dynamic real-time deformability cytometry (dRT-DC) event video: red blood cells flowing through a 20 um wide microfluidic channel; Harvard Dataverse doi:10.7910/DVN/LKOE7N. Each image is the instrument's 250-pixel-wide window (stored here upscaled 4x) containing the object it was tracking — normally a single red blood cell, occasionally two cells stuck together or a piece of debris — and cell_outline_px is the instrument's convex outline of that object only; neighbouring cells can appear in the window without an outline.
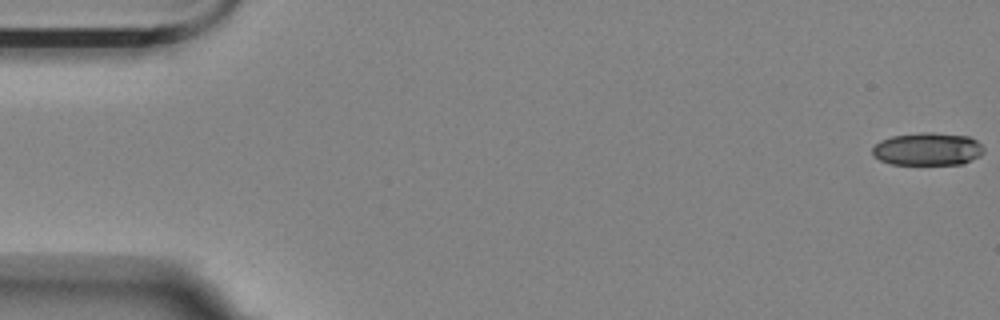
{"species": "Egyptian fruit bat (a non-hibernating species)", "species_latin": "Rousettus aegyptiacus", "temperature_condition": "room temperature", "stored_images_in_passage": 7, "camera_frame_rate_fps": 3000, "um_per_image_px": 0.085, "animal": {"sex": "female"}, "frame": {"image": 1, "passage_image": 1, "time_ms": 0.0, "image_size_px": [1000, 320], "cell_outline_px": [[984, 152], [980, 156], [964, 164], [892, 164], [880, 160], [872, 156], [872, 148], [880, 140], [892, 136], [920, 132], [932, 132], [968, 136], [976, 140], [984, 148]], "centroid_in_image_um": [78.85, 12.67], "position_along_channel_um": 6.2, "area_um2": 21.44}}
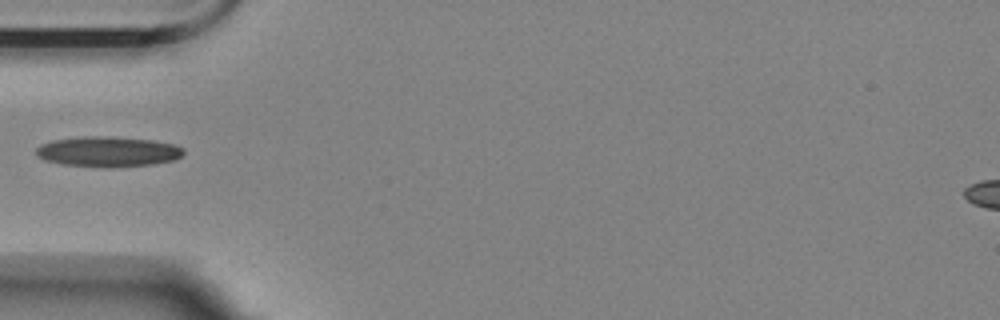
{"frame": {"image": 2, "passage_image": 6, "time_ms": 6.0, "image_size_px": [1000, 320], "cell_outline_px": [[184, 152], [176, 160], [152, 164], [64, 164], [44, 160], [36, 156], [36, 148], [40, 144], [52, 140], [84, 136], [112, 136], [156, 140], [172, 144], [184, 148]], "centroid_in_image_um": [9.17, 12.82], "position_along_channel_um": 75.8, "area_um2": 25.03}}
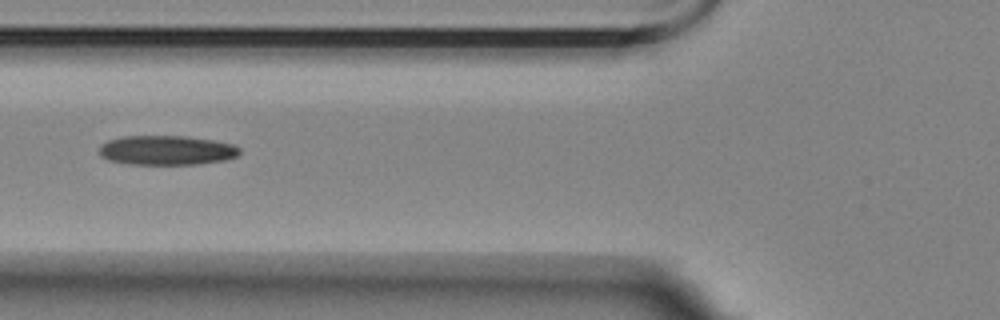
{"frame": {"image": 3, "passage_image": 7, "time_ms": 7.0, "image_size_px": [1000, 320], "cell_outline_px": [[240, 152], [236, 156], [224, 160], [200, 164], [132, 164], [108, 160], [100, 156], [100, 144], [108, 140], [124, 136], [188, 136], [212, 140], [232, 144], [240, 148]], "centroid_in_image_um": [14.15, 12.77], "position_along_channel_um": 111.7, "area_um2": 24.1}}